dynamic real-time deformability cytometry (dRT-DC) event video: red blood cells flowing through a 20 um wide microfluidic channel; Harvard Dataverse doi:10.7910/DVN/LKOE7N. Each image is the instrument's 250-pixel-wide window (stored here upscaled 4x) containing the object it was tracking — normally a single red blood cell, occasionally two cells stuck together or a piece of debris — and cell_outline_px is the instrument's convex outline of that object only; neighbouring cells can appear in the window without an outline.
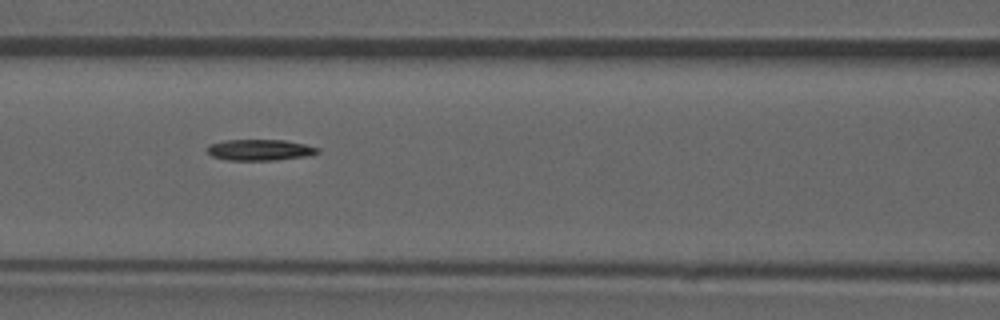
{"species": "common noctule bat (a hibernating species)", "species_latin": "Nyctalus noctula", "temperature_condition": "room temperature", "stored_images_in_passage": 38, "camera_frame_rate_fps": 3000, "um_per_image_px": 0.085, "animal": {"sex": "male", "forearm_length_mm": 52.5}, "frame": {"image": 1, "passage_image": 12, "time_ms": 3.667, "image_size_px": [1000, 320], "cell_outline_px": [[320, 152], [308, 156], [276, 160], [228, 160], [212, 156], [208, 152], [208, 144], [224, 140], [284, 140], [304, 144], [320, 148]], "centroid_in_image_um": [22.11, 12.74], "position_along_channel_um": 144.5, "area_um2": 13.58}}